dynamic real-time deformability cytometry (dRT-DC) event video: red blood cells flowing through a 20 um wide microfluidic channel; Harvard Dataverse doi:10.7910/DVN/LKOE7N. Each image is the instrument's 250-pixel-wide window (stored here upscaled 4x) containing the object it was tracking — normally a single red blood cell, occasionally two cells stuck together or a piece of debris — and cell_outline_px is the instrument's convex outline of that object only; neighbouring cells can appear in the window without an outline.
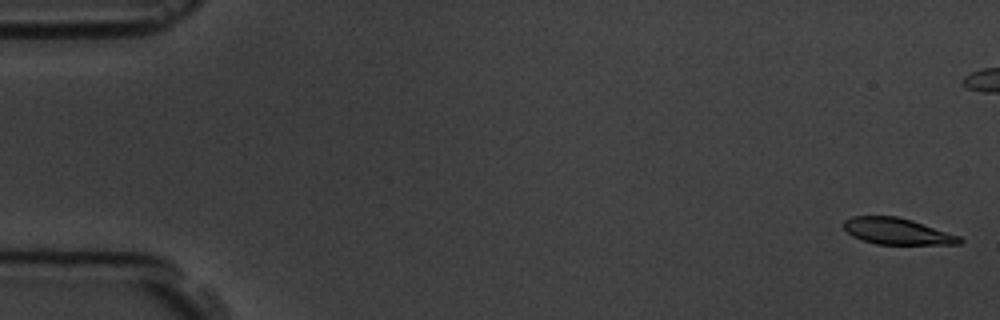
{"species": "common noctule bat (a hibernating species)", "species_latin": "Nyctalus noctula", "temperature_condition": "room temperature", "stored_images_in_passage": 7, "camera_frame_rate_fps": 3000, "um_per_image_px": 0.085, "animal": {"sex": "male", "body_mass_g": 19.5, "forearm_length_mm": 54.6}, "frame": {"image": 1, "passage_image": 1, "time_ms": 0.0, "image_size_px": [1000, 320], "cell_outline_px": [[964, 240], [960, 244], [876, 244], [860, 240], [852, 236], [844, 228], [844, 220], [852, 216], [896, 216], [912, 220], [960, 236]], "centroid_in_image_um": [76.24, 19.66], "position_along_channel_um": 8.8, "area_um2": 17.8}}
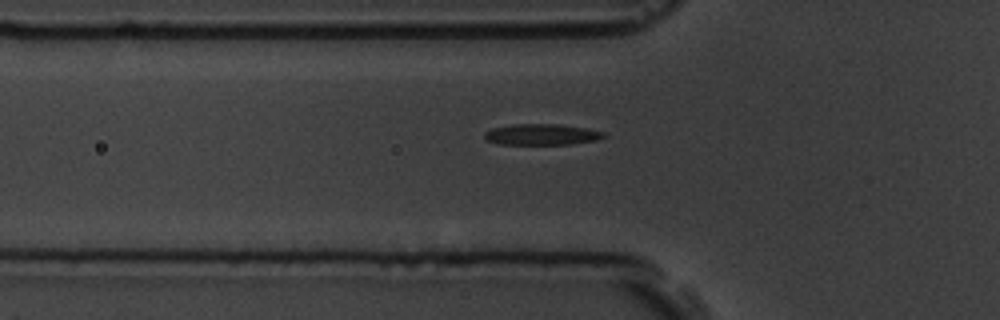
{"frame": {"image": 2, "passage_image": 7, "time_ms": 7.667, "image_size_px": [1000, 320], "cell_outline_px": [[608, 136], [596, 140], [572, 144], [496, 144], [484, 140], [484, 132], [492, 128], [512, 124], [556, 124], [588, 128], [604, 132]], "centroid_in_image_um": [46.02, 11.43], "position_along_channel_um": 79.8, "area_um2": 14.8}}